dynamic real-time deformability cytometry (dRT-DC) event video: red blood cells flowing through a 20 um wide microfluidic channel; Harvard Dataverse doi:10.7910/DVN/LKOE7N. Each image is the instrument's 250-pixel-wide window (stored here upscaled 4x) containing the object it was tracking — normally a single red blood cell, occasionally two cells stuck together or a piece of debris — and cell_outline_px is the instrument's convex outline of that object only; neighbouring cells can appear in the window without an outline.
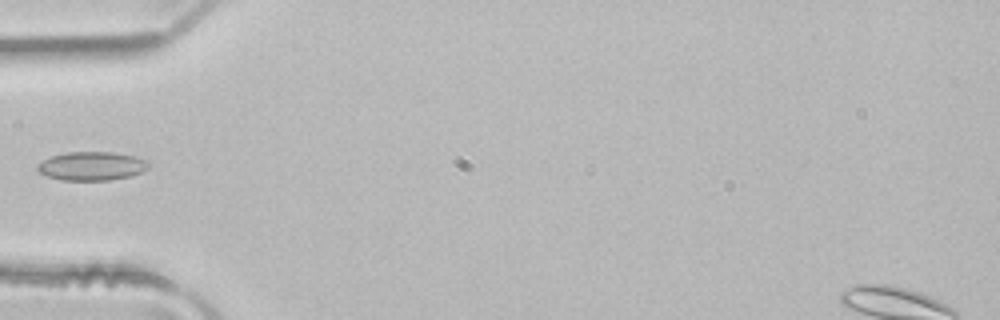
{"species": "common noctule bat (a hibernating species)", "species_latin": "Nyctalus noctula", "temperature_condition": "room temperature", "stored_images_in_passage": 4, "camera_frame_rate_fps": 3000, "um_per_image_px": 0.085, "animal": {"sex": "male", "body_mass_g": 21.5, "forearm_length_mm": 52.0}, "frame": {"image": 1, "passage_image": 4, "time_ms": 1.0, "image_size_px": [1000, 320], "cell_outline_px": [[148, 168], [132, 176], [112, 180], [60, 180], [48, 176], [40, 172], [36, 168], [36, 164], [52, 156], [64, 152], [112, 152], [132, 156], [144, 160], [148, 164]], "centroid_in_image_um": [7.76, 14.12], "position_along_channel_um": 77.2, "area_um2": 18.44}}